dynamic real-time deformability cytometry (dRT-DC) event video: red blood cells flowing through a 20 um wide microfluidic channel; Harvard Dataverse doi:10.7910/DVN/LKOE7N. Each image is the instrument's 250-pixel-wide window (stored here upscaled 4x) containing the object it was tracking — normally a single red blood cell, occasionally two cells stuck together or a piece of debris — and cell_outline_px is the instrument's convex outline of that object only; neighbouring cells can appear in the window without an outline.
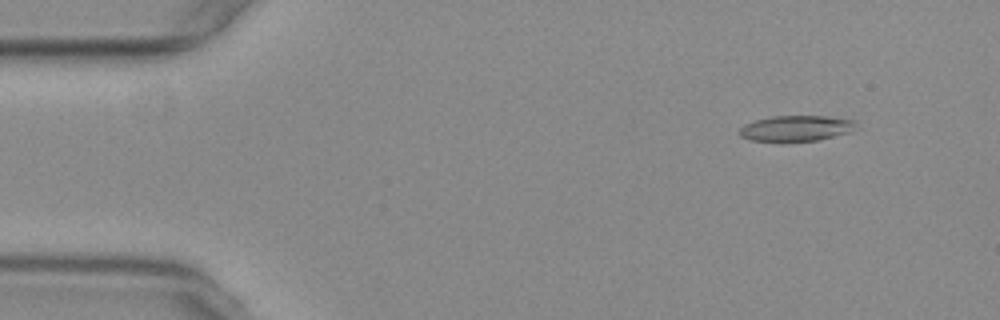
{"species": "common noctule bat (a hibernating species)", "species_latin": "Nyctalus noctula", "temperature_condition": "warm", "stored_images_in_passage": 55, "camera_frame_rate_fps": 3000, "um_per_image_px": 0.085, "animal": {"sex": "female", "body_mass_g": 29.2, "forearm_length_mm": 56.3}, "frame": {"image": 1, "passage_image": 6, "time_ms": 1.667, "image_size_px": [1000, 320], "cell_outline_px": [[856, 124], [852, 132], [816, 140], [748, 140], [740, 136], [740, 128], [744, 124], [756, 120], [772, 116], [832, 116], [856, 120]], "centroid_in_image_um": [67.71, 10.88], "position_along_channel_um": 17.3, "area_um2": 17.22}}
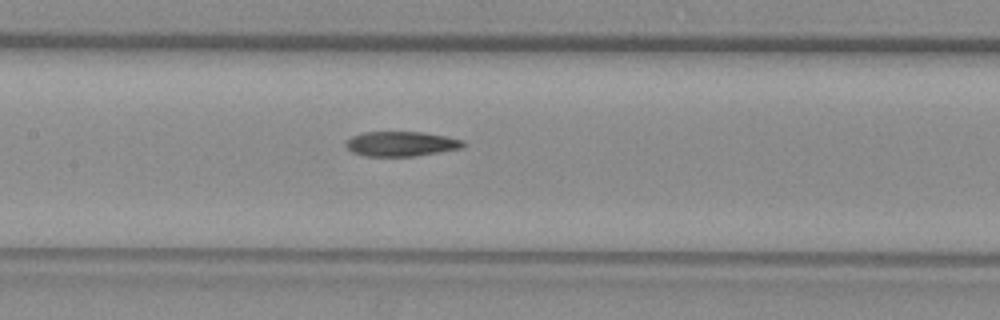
{"frame": {"image": 2, "passage_image": 26, "time_ms": 8.333, "image_size_px": [1000, 320], "cell_outline_px": [[468, 144], [464, 148], [416, 156], [364, 156], [352, 152], [344, 144], [352, 136], [364, 132], [424, 132], [464, 140]], "centroid_in_image_um": [34.15, 12.23], "position_along_channel_um": 173.3, "area_um2": 17.11}}
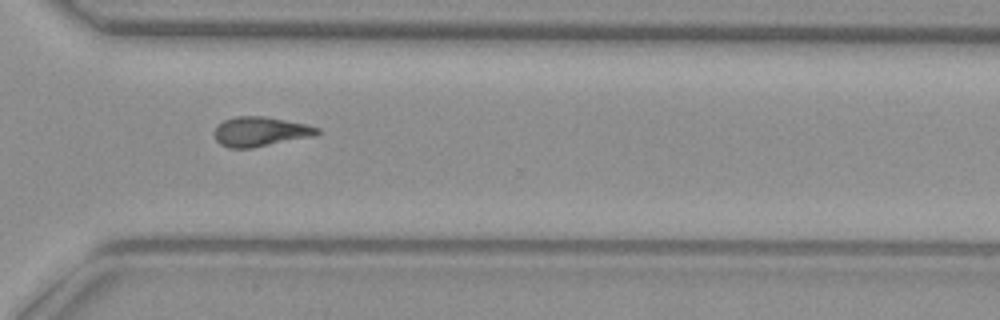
{"frame": {"image": 3, "passage_image": 40, "time_ms": 13.0, "image_size_px": [1000, 320], "cell_outline_px": [[324, 132], [316, 136], [252, 148], [228, 148], [220, 144], [216, 140], [212, 132], [224, 120], [236, 116], [264, 116], [304, 124], [320, 128]], "centroid_in_image_um": [22.16, 11.2], "position_along_channel_um": 348.4, "area_um2": 17.92}, "authors_computed_cell_mechanics": {"area_um2": 17.918, "velocity_mm_per_s": 3.7573, "shape_relaxation_time_tau1_ms": null, "shape_relaxation_time_tau2_ms": 9.147, "deformation_change_tau1": null, "deformation_change_tau2": 0.2066}}